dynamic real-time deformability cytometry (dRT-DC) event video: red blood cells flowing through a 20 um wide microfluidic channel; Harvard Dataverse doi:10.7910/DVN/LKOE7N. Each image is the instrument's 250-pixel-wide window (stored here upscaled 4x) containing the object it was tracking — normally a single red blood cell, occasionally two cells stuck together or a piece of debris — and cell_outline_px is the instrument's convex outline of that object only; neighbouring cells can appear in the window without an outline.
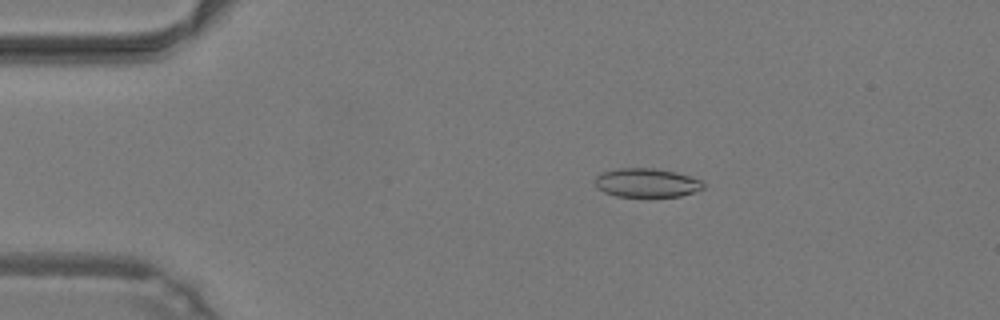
{"species": "common noctule bat (a hibernating species)", "species_latin": "Nyctalus noctula", "temperature_condition": "warm", "stored_images_in_passage": 48, "camera_frame_rate_fps": 3000, "um_per_image_px": 0.085, "animal": {"sex": "male", "body_mass_g": 19.2, "forearm_length_mm": 51.8}, "frame": {"image": 1, "passage_image": 9, "time_ms": 2.667, "image_size_px": [1000, 320], "cell_outline_px": [[704, 188], [680, 196], [616, 196], [604, 192], [596, 184], [596, 176], [600, 172], [616, 168], [652, 168], [676, 172], [700, 180], [704, 184]], "centroid_in_image_um": [54.94, 15.52], "position_along_channel_um": 30.1, "area_um2": 17.98}}
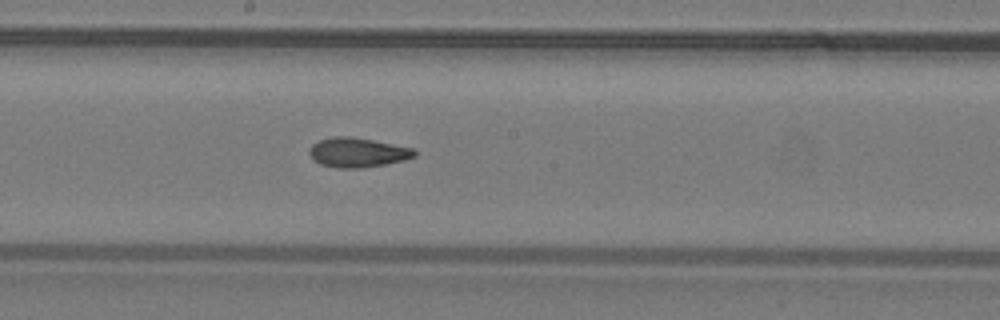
{"frame": {"image": 2, "passage_image": 26, "time_ms": 8.333, "image_size_px": [1000, 320], "cell_outline_px": [[416, 156], [404, 160], [384, 164], [360, 168], [336, 168], [320, 164], [312, 160], [308, 152], [312, 144], [320, 140], [332, 136], [352, 136], [412, 148], [416, 152]], "centroid_in_image_um": [30.34, 12.96], "position_along_channel_um": 217.9, "area_um2": 18.09}}
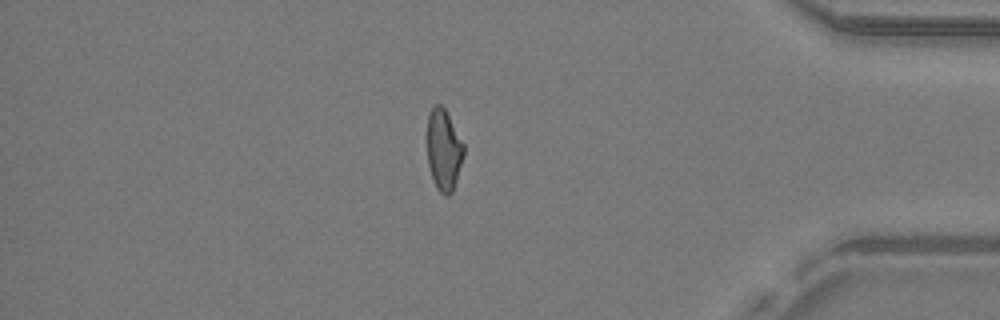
{"frame": {"image": 3, "passage_image": 41, "time_ms": 13.333, "image_size_px": [1000, 320], "cell_outline_px": [[464, 156], [452, 192], [448, 196], [444, 196], [436, 188], [432, 180], [428, 164], [428, 112], [436, 104], [440, 104], [444, 108], [464, 144]], "centroid_in_image_um": [37.72, 12.77], "position_along_channel_um": 397.5, "area_um2": 17.22}, "authors_computed_cell_mechanics": {"area_um2": 18.0625, "velocity_mm_per_s": 4.2952, "shape_relaxation_time_tau1_ms": null, "shape_relaxation_time_tau2_ms": 2.9107, "deformation_change_tau1": null, "deformation_change_tau2": 0.0948}}